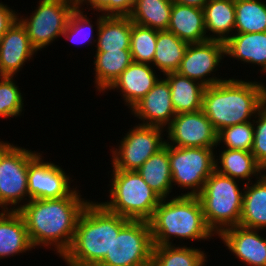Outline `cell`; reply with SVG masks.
<instances>
[{
    "label": "cell",
    "instance_id": "cell-1",
    "mask_svg": "<svg viewBox=\"0 0 266 266\" xmlns=\"http://www.w3.org/2000/svg\"><path fill=\"white\" fill-rule=\"evenodd\" d=\"M81 196L75 188L66 197L29 200L19 209L34 248L54 246L59 257L64 255L74 239L78 218L90 202Z\"/></svg>",
    "mask_w": 266,
    "mask_h": 266
},
{
    "label": "cell",
    "instance_id": "cell-2",
    "mask_svg": "<svg viewBox=\"0 0 266 266\" xmlns=\"http://www.w3.org/2000/svg\"><path fill=\"white\" fill-rule=\"evenodd\" d=\"M265 104L264 83L229 78L205 87L202 110L218 133L225 127L251 121Z\"/></svg>",
    "mask_w": 266,
    "mask_h": 266
},
{
    "label": "cell",
    "instance_id": "cell-3",
    "mask_svg": "<svg viewBox=\"0 0 266 266\" xmlns=\"http://www.w3.org/2000/svg\"><path fill=\"white\" fill-rule=\"evenodd\" d=\"M128 220L90 200L78 218L72 244L61 258L68 266H98Z\"/></svg>",
    "mask_w": 266,
    "mask_h": 266
},
{
    "label": "cell",
    "instance_id": "cell-4",
    "mask_svg": "<svg viewBox=\"0 0 266 266\" xmlns=\"http://www.w3.org/2000/svg\"><path fill=\"white\" fill-rule=\"evenodd\" d=\"M149 223L154 246L173 245L172 237L205 241L215 236L205 221L198 196L172 195L162 199Z\"/></svg>",
    "mask_w": 266,
    "mask_h": 266
},
{
    "label": "cell",
    "instance_id": "cell-5",
    "mask_svg": "<svg viewBox=\"0 0 266 266\" xmlns=\"http://www.w3.org/2000/svg\"><path fill=\"white\" fill-rule=\"evenodd\" d=\"M238 182V183H237ZM244 190L239 181L222 175L216 170L206 180L197 195L205 221L215 235L227 228L238 226L243 208Z\"/></svg>",
    "mask_w": 266,
    "mask_h": 266
},
{
    "label": "cell",
    "instance_id": "cell-6",
    "mask_svg": "<svg viewBox=\"0 0 266 266\" xmlns=\"http://www.w3.org/2000/svg\"><path fill=\"white\" fill-rule=\"evenodd\" d=\"M107 210L130 220L149 221L162 200L137 171L111 169Z\"/></svg>",
    "mask_w": 266,
    "mask_h": 266
},
{
    "label": "cell",
    "instance_id": "cell-7",
    "mask_svg": "<svg viewBox=\"0 0 266 266\" xmlns=\"http://www.w3.org/2000/svg\"><path fill=\"white\" fill-rule=\"evenodd\" d=\"M215 148L174 147L169 145L172 186L189 189L181 195L197 196L215 171Z\"/></svg>",
    "mask_w": 266,
    "mask_h": 266
},
{
    "label": "cell",
    "instance_id": "cell-8",
    "mask_svg": "<svg viewBox=\"0 0 266 266\" xmlns=\"http://www.w3.org/2000/svg\"><path fill=\"white\" fill-rule=\"evenodd\" d=\"M153 246L149 221L129 219L98 266H151Z\"/></svg>",
    "mask_w": 266,
    "mask_h": 266
},
{
    "label": "cell",
    "instance_id": "cell-9",
    "mask_svg": "<svg viewBox=\"0 0 266 266\" xmlns=\"http://www.w3.org/2000/svg\"><path fill=\"white\" fill-rule=\"evenodd\" d=\"M77 6L71 0H39L29 18L18 16V20L25 27L32 46L39 51L62 36Z\"/></svg>",
    "mask_w": 266,
    "mask_h": 266
},
{
    "label": "cell",
    "instance_id": "cell-10",
    "mask_svg": "<svg viewBox=\"0 0 266 266\" xmlns=\"http://www.w3.org/2000/svg\"><path fill=\"white\" fill-rule=\"evenodd\" d=\"M37 153L35 150L31 151L14 145L2 157L0 162V210L19 211L29 201L27 173L29 161Z\"/></svg>",
    "mask_w": 266,
    "mask_h": 266
},
{
    "label": "cell",
    "instance_id": "cell-11",
    "mask_svg": "<svg viewBox=\"0 0 266 266\" xmlns=\"http://www.w3.org/2000/svg\"><path fill=\"white\" fill-rule=\"evenodd\" d=\"M164 128L135 125L130 129L117 148H112V167L117 170L137 171L146 160L162 149L166 140Z\"/></svg>",
    "mask_w": 266,
    "mask_h": 266
},
{
    "label": "cell",
    "instance_id": "cell-12",
    "mask_svg": "<svg viewBox=\"0 0 266 266\" xmlns=\"http://www.w3.org/2000/svg\"><path fill=\"white\" fill-rule=\"evenodd\" d=\"M225 56V42L219 40L188 44L176 72L205 87L215 85L226 80L212 75V72L218 70L220 63H223L221 61Z\"/></svg>",
    "mask_w": 266,
    "mask_h": 266
},
{
    "label": "cell",
    "instance_id": "cell-13",
    "mask_svg": "<svg viewBox=\"0 0 266 266\" xmlns=\"http://www.w3.org/2000/svg\"><path fill=\"white\" fill-rule=\"evenodd\" d=\"M167 132L166 144L174 147L217 148V132L203 110L176 115Z\"/></svg>",
    "mask_w": 266,
    "mask_h": 266
},
{
    "label": "cell",
    "instance_id": "cell-14",
    "mask_svg": "<svg viewBox=\"0 0 266 266\" xmlns=\"http://www.w3.org/2000/svg\"><path fill=\"white\" fill-rule=\"evenodd\" d=\"M42 158L44 159L42 154L37 153L29 161L27 173L29 200L60 199L68 196L75 189L70 187V175L65 173L61 166L45 162Z\"/></svg>",
    "mask_w": 266,
    "mask_h": 266
},
{
    "label": "cell",
    "instance_id": "cell-15",
    "mask_svg": "<svg viewBox=\"0 0 266 266\" xmlns=\"http://www.w3.org/2000/svg\"><path fill=\"white\" fill-rule=\"evenodd\" d=\"M130 111L142 121L140 125L166 129L176 116L167 80L160 77L154 87Z\"/></svg>",
    "mask_w": 266,
    "mask_h": 266
},
{
    "label": "cell",
    "instance_id": "cell-16",
    "mask_svg": "<svg viewBox=\"0 0 266 266\" xmlns=\"http://www.w3.org/2000/svg\"><path fill=\"white\" fill-rule=\"evenodd\" d=\"M35 53L25 27L17 19L0 38V76L18 75Z\"/></svg>",
    "mask_w": 266,
    "mask_h": 266
},
{
    "label": "cell",
    "instance_id": "cell-17",
    "mask_svg": "<svg viewBox=\"0 0 266 266\" xmlns=\"http://www.w3.org/2000/svg\"><path fill=\"white\" fill-rule=\"evenodd\" d=\"M257 229L234 226L222 231L218 237L237 259L249 266H266V238Z\"/></svg>",
    "mask_w": 266,
    "mask_h": 266
},
{
    "label": "cell",
    "instance_id": "cell-18",
    "mask_svg": "<svg viewBox=\"0 0 266 266\" xmlns=\"http://www.w3.org/2000/svg\"><path fill=\"white\" fill-rule=\"evenodd\" d=\"M151 64L132 62L106 90H118L125 106L132 108L158 82V75Z\"/></svg>",
    "mask_w": 266,
    "mask_h": 266
},
{
    "label": "cell",
    "instance_id": "cell-19",
    "mask_svg": "<svg viewBox=\"0 0 266 266\" xmlns=\"http://www.w3.org/2000/svg\"><path fill=\"white\" fill-rule=\"evenodd\" d=\"M168 31L188 44L208 41L204 10L173 2Z\"/></svg>",
    "mask_w": 266,
    "mask_h": 266
},
{
    "label": "cell",
    "instance_id": "cell-20",
    "mask_svg": "<svg viewBox=\"0 0 266 266\" xmlns=\"http://www.w3.org/2000/svg\"><path fill=\"white\" fill-rule=\"evenodd\" d=\"M34 249L18 211H0V259Z\"/></svg>",
    "mask_w": 266,
    "mask_h": 266
},
{
    "label": "cell",
    "instance_id": "cell-21",
    "mask_svg": "<svg viewBox=\"0 0 266 266\" xmlns=\"http://www.w3.org/2000/svg\"><path fill=\"white\" fill-rule=\"evenodd\" d=\"M96 52L130 49L132 21L129 17L97 16Z\"/></svg>",
    "mask_w": 266,
    "mask_h": 266
},
{
    "label": "cell",
    "instance_id": "cell-22",
    "mask_svg": "<svg viewBox=\"0 0 266 266\" xmlns=\"http://www.w3.org/2000/svg\"><path fill=\"white\" fill-rule=\"evenodd\" d=\"M225 55L243 63L260 65L266 74V32L234 33L225 42Z\"/></svg>",
    "mask_w": 266,
    "mask_h": 266
},
{
    "label": "cell",
    "instance_id": "cell-23",
    "mask_svg": "<svg viewBox=\"0 0 266 266\" xmlns=\"http://www.w3.org/2000/svg\"><path fill=\"white\" fill-rule=\"evenodd\" d=\"M170 85L171 100L176 115L202 110L205 86L177 72L164 74Z\"/></svg>",
    "mask_w": 266,
    "mask_h": 266
},
{
    "label": "cell",
    "instance_id": "cell-24",
    "mask_svg": "<svg viewBox=\"0 0 266 266\" xmlns=\"http://www.w3.org/2000/svg\"><path fill=\"white\" fill-rule=\"evenodd\" d=\"M243 183V208L239 226L248 229H266V175L254 183ZM251 185V186H250Z\"/></svg>",
    "mask_w": 266,
    "mask_h": 266
},
{
    "label": "cell",
    "instance_id": "cell-25",
    "mask_svg": "<svg viewBox=\"0 0 266 266\" xmlns=\"http://www.w3.org/2000/svg\"><path fill=\"white\" fill-rule=\"evenodd\" d=\"M215 170L238 181L247 180L245 184L251 182L252 176L259 179L264 174L251 152L228 148L215 155Z\"/></svg>",
    "mask_w": 266,
    "mask_h": 266
},
{
    "label": "cell",
    "instance_id": "cell-26",
    "mask_svg": "<svg viewBox=\"0 0 266 266\" xmlns=\"http://www.w3.org/2000/svg\"><path fill=\"white\" fill-rule=\"evenodd\" d=\"M203 10L208 40L226 42L234 34L235 0H209Z\"/></svg>",
    "mask_w": 266,
    "mask_h": 266
},
{
    "label": "cell",
    "instance_id": "cell-27",
    "mask_svg": "<svg viewBox=\"0 0 266 266\" xmlns=\"http://www.w3.org/2000/svg\"><path fill=\"white\" fill-rule=\"evenodd\" d=\"M139 175L161 199L168 197L173 189L169 161V145L154 153L137 170Z\"/></svg>",
    "mask_w": 266,
    "mask_h": 266
},
{
    "label": "cell",
    "instance_id": "cell-28",
    "mask_svg": "<svg viewBox=\"0 0 266 266\" xmlns=\"http://www.w3.org/2000/svg\"><path fill=\"white\" fill-rule=\"evenodd\" d=\"M94 71L96 91L106 93L113 82L120 74L133 62L130 49H120V51L96 52Z\"/></svg>",
    "mask_w": 266,
    "mask_h": 266
},
{
    "label": "cell",
    "instance_id": "cell-29",
    "mask_svg": "<svg viewBox=\"0 0 266 266\" xmlns=\"http://www.w3.org/2000/svg\"><path fill=\"white\" fill-rule=\"evenodd\" d=\"M188 43L168 30L158 31L153 66L163 75L176 72Z\"/></svg>",
    "mask_w": 266,
    "mask_h": 266
},
{
    "label": "cell",
    "instance_id": "cell-30",
    "mask_svg": "<svg viewBox=\"0 0 266 266\" xmlns=\"http://www.w3.org/2000/svg\"><path fill=\"white\" fill-rule=\"evenodd\" d=\"M172 6V0H138L128 17L137 25L167 30Z\"/></svg>",
    "mask_w": 266,
    "mask_h": 266
},
{
    "label": "cell",
    "instance_id": "cell-31",
    "mask_svg": "<svg viewBox=\"0 0 266 266\" xmlns=\"http://www.w3.org/2000/svg\"><path fill=\"white\" fill-rule=\"evenodd\" d=\"M175 245L153 246L151 266H205L208 261L201 248Z\"/></svg>",
    "mask_w": 266,
    "mask_h": 266
},
{
    "label": "cell",
    "instance_id": "cell-32",
    "mask_svg": "<svg viewBox=\"0 0 266 266\" xmlns=\"http://www.w3.org/2000/svg\"><path fill=\"white\" fill-rule=\"evenodd\" d=\"M266 32V3L262 0H235L234 33Z\"/></svg>",
    "mask_w": 266,
    "mask_h": 266
},
{
    "label": "cell",
    "instance_id": "cell-33",
    "mask_svg": "<svg viewBox=\"0 0 266 266\" xmlns=\"http://www.w3.org/2000/svg\"><path fill=\"white\" fill-rule=\"evenodd\" d=\"M158 30L132 22L130 52L133 62L153 65Z\"/></svg>",
    "mask_w": 266,
    "mask_h": 266
},
{
    "label": "cell",
    "instance_id": "cell-34",
    "mask_svg": "<svg viewBox=\"0 0 266 266\" xmlns=\"http://www.w3.org/2000/svg\"><path fill=\"white\" fill-rule=\"evenodd\" d=\"M254 139V124L244 122L225 127L217 134L218 146L224 143L225 147L232 150H243L251 152Z\"/></svg>",
    "mask_w": 266,
    "mask_h": 266
},
{
    "label": "cell",
    "instance_id": "cell-35",
    "mask_svg": "<svg viewBox=\"0 0 266 266\" xmlns=\"http://www.w3.org/2000/svg\"><path fill=\"white\" fill-rule=\"evenodd\" d=\"M84 8L77 6L75 10L71 13L65 31L62 37L68 39L72 43L87 44V46H92L95 44L97 39H93V27L95 25L91 24L92 20L88 19L87 14H83ZM88 42V43H87Z\"/></svg>",
    "mask_w": 266,
    "mask_h": 266
},
{
    "label": "cell",
    "instance_id": "cell-36",
    "mask_svg": "<svg viewBox=\"0 0 266 266\" xmlns=\"http://www.w3.org/2000/svg\"><path fill=\"white\" fill-rule=\"evenodd\" d=\"M14 77L0 76V117L20 116L24 108L23 94Z\"/></svg>",
    "mask_w": 266,
    "mask_h": 266
},
{
    "label": "cell",
    "instance_id": "cell-37",
    "mask_svg": "<svg viewBox=\"0 0 266 266\" xmlns=\"http://www.w3.org/2000/svg\"><path fill=\"white\" fill-rule=\"evenodd\" d=\"M257 118V119H256ZM256 119V120H255ZM253 120L254 139L251 153L259 166L266 169V104L258 111Z\"/></svg>",
    "mask_w": 266,
    "mask_h": 266
},
{
    "label": "cell",
    "instance_id": "cell-38",
    "mask_svg": "<svg viewBox=\"0 0 266 266\" xmlns=\"http://www.w3.org/2000/svg\"><path fill=\"white\" fill-rule=\"evenodd\" d=\"M16 11L0 2V38L6 33V31L13 25L18 19Z\"/></svg>",
    "mask_w": 266,
    "mask_h": 266
},
{
    "label": "cell",
    "instance_id": "cell-39",
    "mask_svg": "<svg viewBox=\"0 0 266 266\" xmlns=\"http://www.w3.org/2000/svg\"><path fill=\"white\" fill-rule=\"evenodd\" d=\"M88 3V4H87ZM91 6L92 10L101 12L104 16H113V0H83L78 6Z\"/></svg>",
    "mask_w": 266,
    "mask_h": 266
},
{
    "label": "cell",
    "instance_id": "cell-40",
    "mask_svg": "<svg viewBox=\"0 0 266 266\" xmlns=\"http://www.w3.org/2000/svg\"><path fill=\"white\" fill-rule=\"evenodd\" d=\"M138 0H113V16L128 17Z\"/></svg>",
    "mask_w": 266,
    "mask_h": 266
},
{
    "label": "cell",
    "instance_id": "cell-41",
    "mask_svg": "<svg viewBox=\"0 0 266 266\" xmlns=\"http://www.w3.org/2000/svg\"><path fill=\"white\" fill-rule=\"evenodd\" d=\"M172 1L180 5L193 6L203 9L209 0H172Z\"/></svg>",
    "mask_w": 266,
    "mask_h": 266
},
{
    "label": "cell",
    "instance_id": "cell-42",
    "mask_svg": "<svg viewBox=\"0 0 266 266\" xmlns=\"http://www.w3.org/2000/svg\"><path fill=\"white\" fill-rule=\"evenodd\" d=\"M14 146V144L9 142L0 141V162L2 157Z\"/></svg>",
    "mask_w": 266,
    "mask_h": 266
},
{
    "label": "cell",
    "instance_id": "cell-43",
    "mask_svg": "<svg viewBox=\"0 0 266 266\" xmlns=\"http://www.w3.org/2000/svg\"><path fill=\"white\" fill-rule=\"evenodd\" d=\"M74 1L77 5H79L83 0H71Z\"/></svg>",
    "mask_w": 266,
    "mask_h": 266
}]
</instances>
